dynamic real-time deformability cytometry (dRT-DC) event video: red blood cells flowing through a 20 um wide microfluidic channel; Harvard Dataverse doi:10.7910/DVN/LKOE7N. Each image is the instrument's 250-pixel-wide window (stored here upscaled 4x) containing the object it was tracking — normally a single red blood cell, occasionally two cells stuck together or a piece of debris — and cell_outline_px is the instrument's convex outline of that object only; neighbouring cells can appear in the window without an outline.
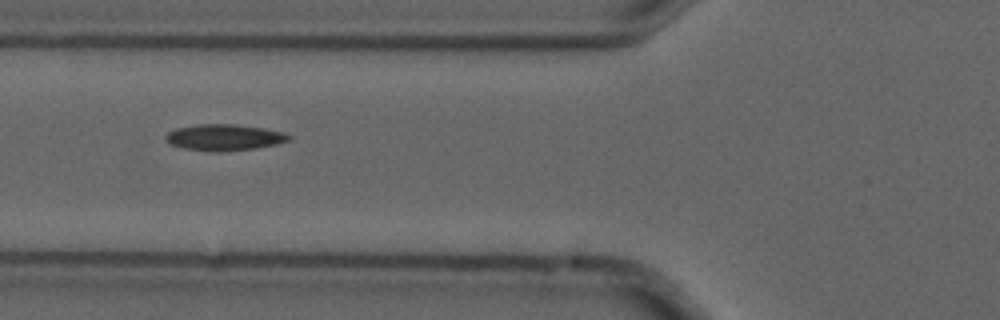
{"species": "common noctule bat (a hibernating species)", "species_latin": "Nyctalus noctula", "temperature_condition": "cold", "stored_images_in_passage": 7, "camera_frame_rate_fps": 3000, "um_per_image_px": 0.085, "animal": {"sex": "male", "forearm_length_mm": 52.5}, "frame": {"image": 1, "passage_image": 4, "time_ms": 1.0, "image_size_px": [1000, 320], "cell_outline_px": [[292, 136], [288, 140], [276, 144], [256, 148], [220, 152], [212, 152], [184, 148], [168, 144], [164, 140], [164, 136], [168, 132], [176, 128], [200, 124], [236, 124], [264, 128], [284, 132]], "centroid_in_image_um": [19.02, 11.68], "position_along_channel_um": 106.8, "area_um2": 19.02}}
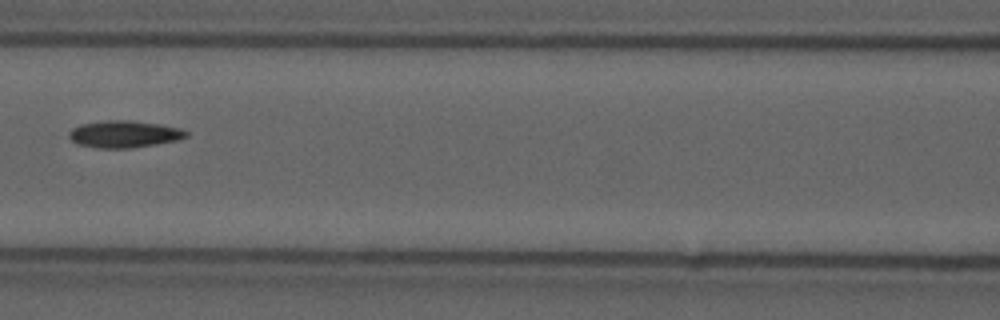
{"frame": {"image": 2, "passage_image": 5, "time_ms": 1.333, "image_size_px": [1000, 320], "cell_outline_px": [[188, 136], [176, 140], [156, 144], [128, 148], [96, 148], [76, 144], [68, 136], [68, 132], [72, 128], [80, 124], [108, 120], [132, 120], [160, 124], [180, 128], [188, 132]], "centroid_in_image_um": [10.52, 11.39], "position_along_channel_um": 156.1, "area_um2": 18.5}}
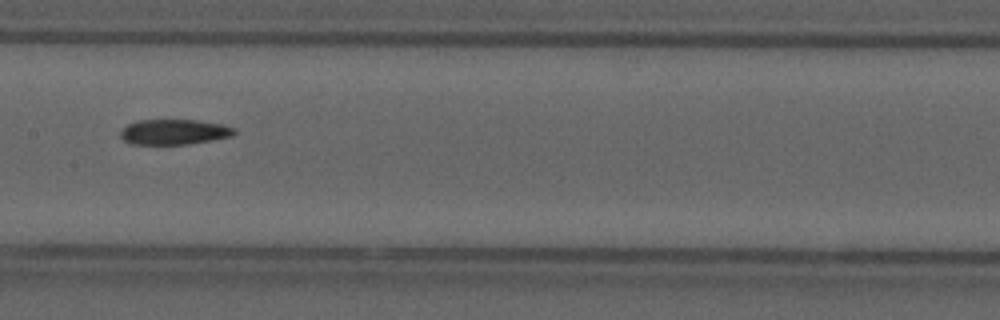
{"frame": {"image": 3, "passage_image": 6, "time_ms": 1.667, "image_size_px": [1000, 320], "cell_outline_px": [[236, 132], [232, 136], [212, 140], [188, 144], [132, 144], [124, 140], [120, 136], [120, 128], [136, 120], [196, 120], [224, 124], [236, 128]], "centroid_in_image_um": [14.8, 11.21], "position_along_channel_um": 192.6, "area_um2": 16.94}}